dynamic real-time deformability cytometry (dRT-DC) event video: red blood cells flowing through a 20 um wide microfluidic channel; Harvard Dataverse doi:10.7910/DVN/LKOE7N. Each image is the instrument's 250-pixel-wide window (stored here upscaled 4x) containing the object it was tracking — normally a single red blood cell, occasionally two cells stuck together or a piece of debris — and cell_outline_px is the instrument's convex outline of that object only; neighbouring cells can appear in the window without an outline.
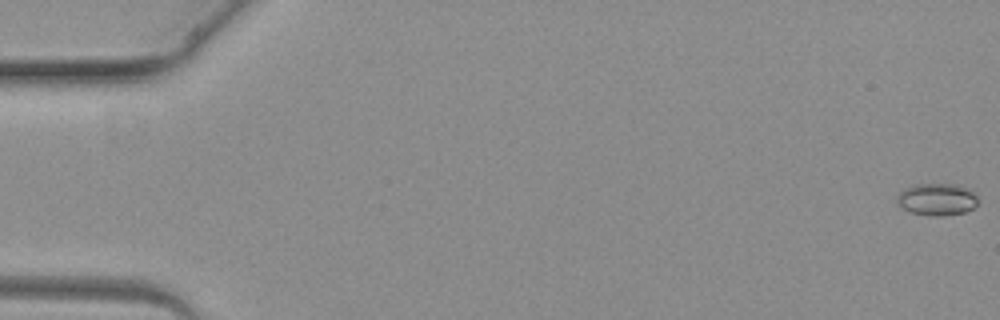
{"species": "common noctule bat (a hibernating species)", "species_latin": "Nyctalus noctula", "temperature_condition": "warm", "stored_images_in_passage": 4, "camera_frame_rate_fps": 3000, "um_per_image_px": 0.085, "animal": {"sex": "female", "body_mass_g": 19.3, "forearm_length_mm": 54.1}, "frame": {"image": 1, "passage_image": 1, "time_ms": 0.0, "image_size_px": [1000, 320], "cell_outline_px": [[976, 204], [972, 208], [964, 212], [944, 216], [932, 216], [912, 212], [896, 204], [896, 196], [904, 188], [916, 184], [952, 184], [968, 188], [976, 196]], "centroid_in_image_um": [79.59, 16.94], "position_along_channel_um": 5.4, "area_um2": 15.03}}
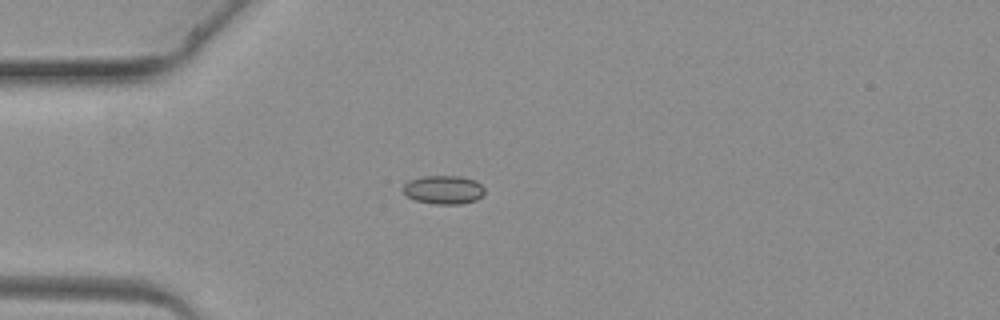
{"frame": {"image": 2, "passage_image": 4, "time_ms": 3.667, "image_size_px": [1000, 320], "cell_outline_px": [[484, 192], [476, 200], [460, 204], [432, 204], [416, 200], [408, 196], [404, 192], [404, 184], [408, 180], [424, 176], [460, 176], [476, 180], [484, 188]], "centroid_in_image_um": [37.71, 16.12], "position_along_channel_um": 47.3, "area_um2": 13.53}}